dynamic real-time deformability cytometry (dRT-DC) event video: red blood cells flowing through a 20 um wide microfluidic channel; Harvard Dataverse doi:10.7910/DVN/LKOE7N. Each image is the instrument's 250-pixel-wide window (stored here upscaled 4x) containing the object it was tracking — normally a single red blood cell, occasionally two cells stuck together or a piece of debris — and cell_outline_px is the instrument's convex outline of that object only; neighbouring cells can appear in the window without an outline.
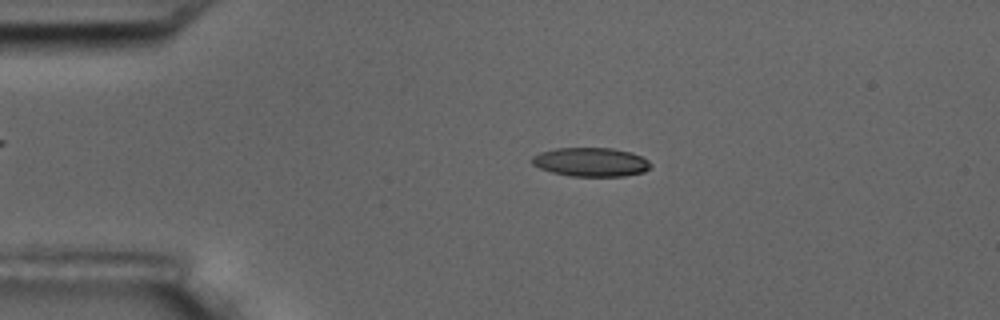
{"species": "common noctule bat (a hibernating species)", "species_latin": "Nyctalus noctula", "temperature_condition": "room temperature", "stored_images_in_passage": 53, "camera_frame_rate_fps": 3000, "um_per_image_px": 0.085, "animal": {"sex": "male", "body_mass_g": 17.5, "forearm_length_mm": 52.3}, "frame": {"image": 1, "passage_image": 9, "time_ms": 2.667, "image_size_px": [1000, 320], "cell_outline_px": [[652, 164], [644, 172], [624, 176], [568, 176], [552, 172], [540, 168], [532, 164], [532, 156], [540, 152], [556, 148], [612, 148], [632, 152], [648, 160]], "centroid_in_image_um": [50.22, 13.77], "position_along_channel_um": 34.8, "area_um2": 20.0}}
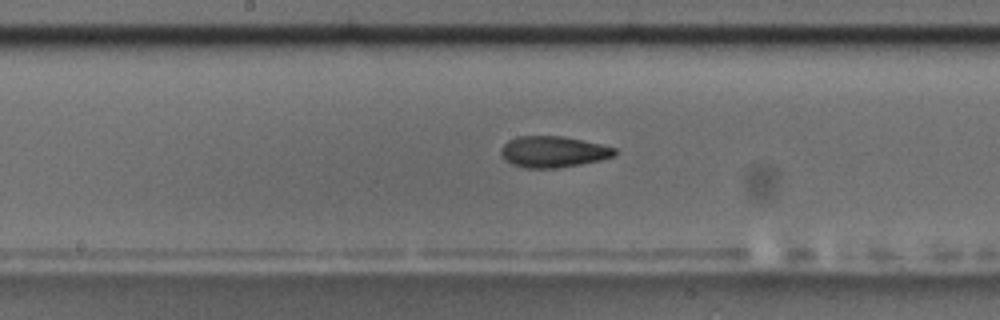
{"frame": {"image": 2, "passage_image": 26, "time_ms": 8.333, "image_size_px": [1000, 320], "cell_outline_px": [[616, 152], [612, 156], [600, 160], [560, 168], [524, 168], [512, 164], [504, 160], [500, 152], [500, 148], [508, 140], [516, 136], [564, 136], [600, 144], [616, 148]], "centroid_in_image_um": [46.97, 12.9], "position_along_channel_um": 201.2, "area_um2": 20.75}}
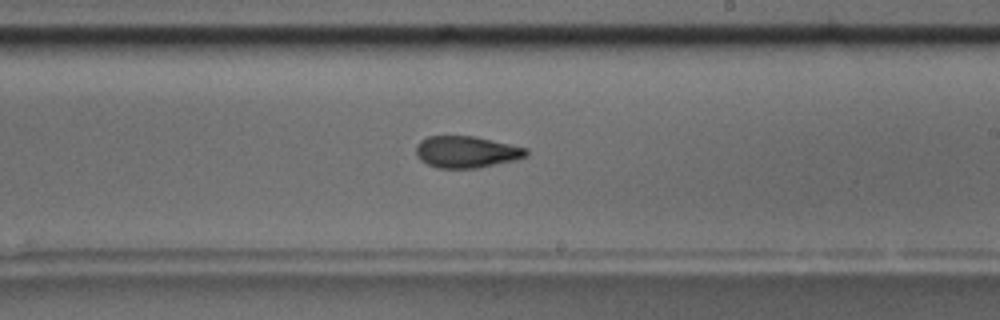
{"frame": {"image": 3, "passage_image": 30, "time_ms": 9.667, "image_size_px": [1000, 320], "cell_outline_px": [[528, 156], [516, 160], [480, 168], [436, 168], [420, 160], [416, 156], [416, 144], [420, 140], [428, 136], [476, 136], [528, 148]], "centroid_in_image_um": [39.66, 12.91], "position_along_channel_um": 249.3, "area_um2": 20.69}, "authors_computed_cell_mechanics": {"area_um2": 20.5768, "velocity_mm_per_s": 3.6345, "shape_relaxation_time_tau1_ms": 3.7357, "shape_relaxation_time_tau2_ms": 3.0487, "deformation_change_tau1": 0.1533, "deformation_change_tau2": 0.1136}}